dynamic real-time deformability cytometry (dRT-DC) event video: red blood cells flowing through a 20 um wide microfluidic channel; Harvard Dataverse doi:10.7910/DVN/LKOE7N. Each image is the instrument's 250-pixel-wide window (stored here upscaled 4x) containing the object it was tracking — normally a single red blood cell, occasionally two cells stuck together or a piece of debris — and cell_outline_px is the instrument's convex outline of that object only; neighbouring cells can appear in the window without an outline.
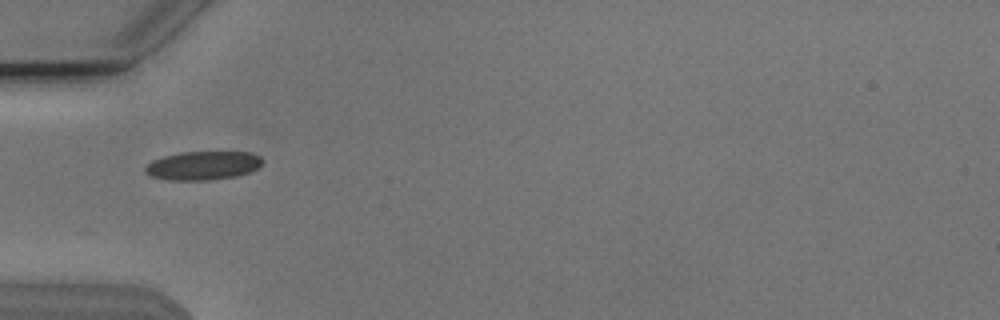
{"species": "Egyptian fruit bat (a non-hibernating species)", "species_latin": "Rousettus aegyptiacus", "temperature_condition": "cold", "stored_images_in_passage": 30, "camera_frame_rate_fps": 3000, "um_per_image_px": 0.085, "animal": {"sex": "male"}, "frame": {"image": 1, "passage_image": 1, "time_ms": 0.0, "image_size_px": [1000, 320], "cell_outline_px": [[260, 164], [256, 168], [248, 172], [236, 176], [208, 180], [168, 180], [152, 176], [144, 172], [144, 168], [152, 160], [164, 156], [180, 152], [252, 152], [260, 156]], "centroid_in_image_um": [17.21, 14.07], "position_along_channel_um": 67.8, "area_um2": 19.42}}
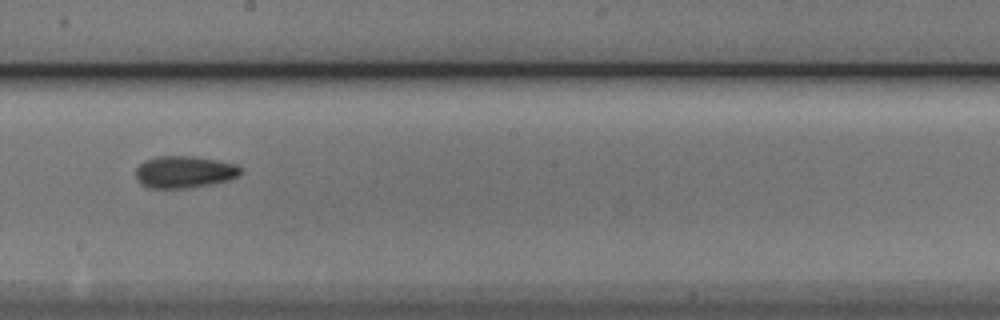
{"frame": {"image": 2, "passage_image": 14, "time_ms": 4.333, "image_size_px": [1000, 320], "cell_outline_px": [[240, 172], [236, 176], [228, 180], [212, 184], [192, 188], [152, 188], [140, 184], [136, 180], [136, 168], [144, 160], [156, 156], [192, 156], [216, 160], [236, 164], [240, 168]], "centroid_in_image_um": [15.62, 14.62], "position_along_channel_um": 232.6, "area_um2": 19.59}}
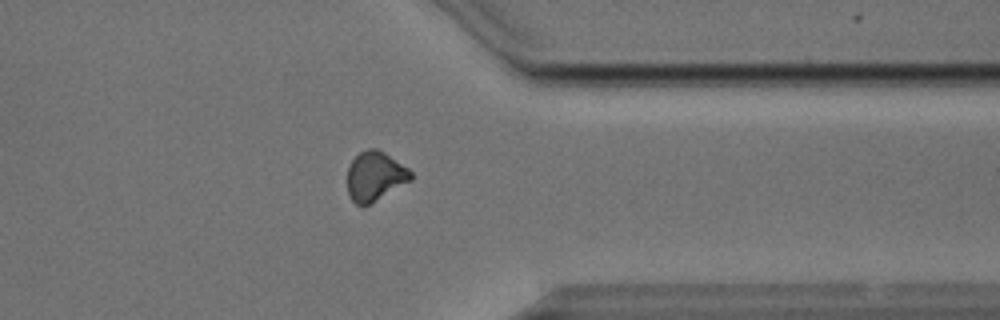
{"frame": {"image": 3, "passage_image": 26, "time_ms": 8.333, "image_size_px": [1000, 320], "cell_outline_px": [[412, 180], [364, 208], [356, 204], [348, 196], [348, 168], [352, 160], [360, 152], [368, 148], [376, 148], [384, 152], [408, 168], [412, 172]], "centroid_in_image_um": [31.87, 15.01], "position_along_channel_um": 379.5, "area_um2": 18.44}, "authors_computed_cell_mechanics": {"area_um2": 18.9006, "velocity_mm_per_s": 3.8172, "shape_relaxation_time_tau1_ms": 3.6063, "shape_relaxation_time_tau2_ms": 4.9581, "deformation_change_tau1": 0.0907, "deformation_change_tau2": 0.1074}}